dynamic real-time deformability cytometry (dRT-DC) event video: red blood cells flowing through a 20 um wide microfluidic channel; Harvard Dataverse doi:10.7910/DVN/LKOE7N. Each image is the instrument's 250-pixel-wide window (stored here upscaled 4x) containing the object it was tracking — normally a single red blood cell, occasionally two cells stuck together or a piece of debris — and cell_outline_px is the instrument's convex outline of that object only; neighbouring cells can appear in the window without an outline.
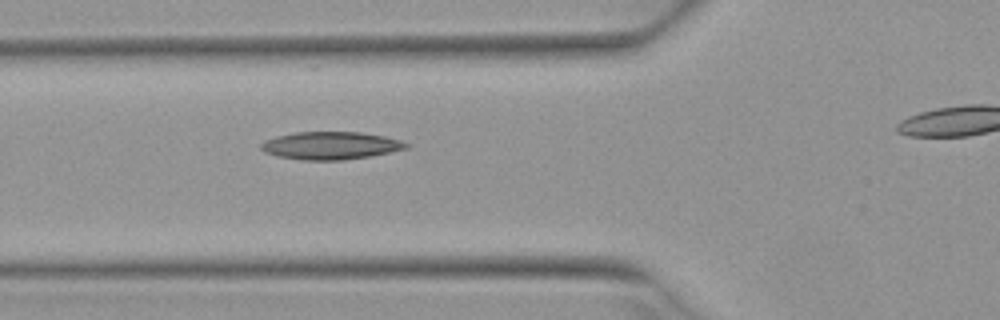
{"species": "Egyptian fruit bat (a non-hibernating species)", "species_latin": "Rousettus aegyptiacus", "temperature_condition": "warm", "stored_images_in_passage": 6, "camera_frame_rate_fps": 3000, "um_per_image_px": 0.085, "animal": {"sex": "female"}, "frame": {"image": 1, "passage_image": 4, "time_ms": 1.0, "image_size_px": [1000, 320], "cell_outline_px": [[408, 148], [368, 156], [344, 160], [304, 160], [276, 156], [264, 152], [260, 148], [260, 144], [264, 140], [276, 136], [296, 132], [360, 132], [384, 136], [400, 140], [408, 144]], "centroid_in_image_um": [28.05, 12.37], "position_along_channel_um": 97.8, "area_um2": 23.35}}